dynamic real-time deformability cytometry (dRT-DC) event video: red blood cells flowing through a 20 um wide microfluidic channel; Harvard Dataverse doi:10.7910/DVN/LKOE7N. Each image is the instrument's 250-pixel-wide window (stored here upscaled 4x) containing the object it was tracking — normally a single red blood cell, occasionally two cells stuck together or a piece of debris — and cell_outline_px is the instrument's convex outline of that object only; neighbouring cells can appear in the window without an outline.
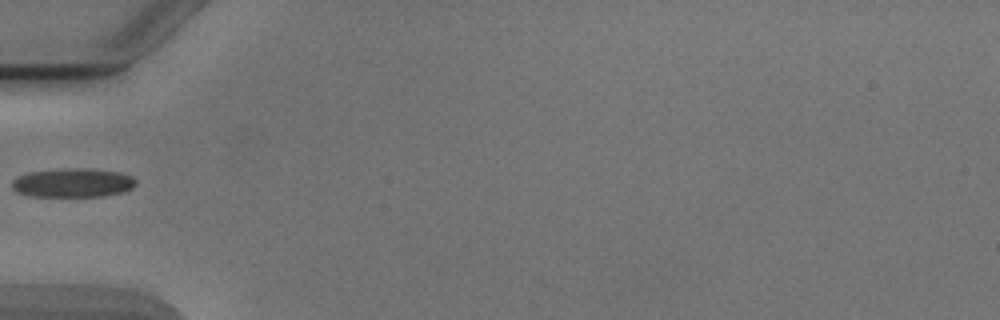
{"species": "Egyptian fruit bat (a non-hibernating species)", "species_latin": "Rousettus aegyptiacus", "temperature_condition": "cold", "stored_images_in_passage": 2, "camera_frame_rate_fps": 3000, "um_per_image_px": 0.085, "animal": {"sex": "male"}, "frame": {"image": 1, "passage_image": 1, "time_ms": 0.0, "image_size_px": [1000, 320], "cell_outline_px": [[136, 184], [132, 188], [124, 192], [104, 196], [28, 196], [16, 192], [12, 188], [12, 180], [28, 172], [72, 168], [88, 168], [120, 172], [132, 176], [136, 180]], "centroid_in_image_um": [6.21, 15.54], "position_along_channel_um": 78.8, "area_um2": 20.98}}
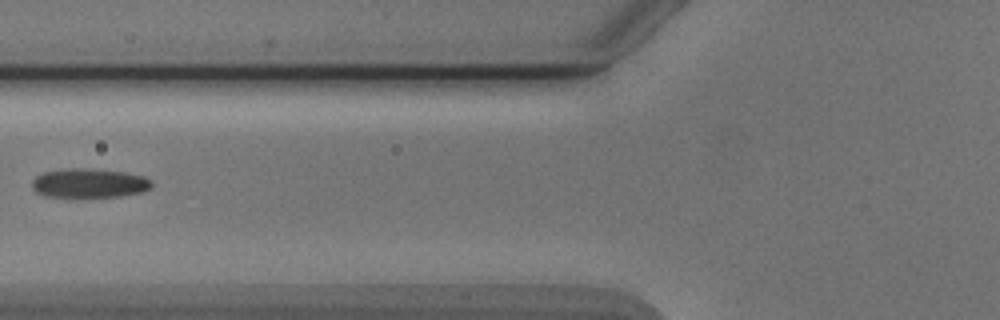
{"frame": {"image": 2, "passage_image": 2, "time_ms": 1.0, "image_size_px": [1000, 320], "cell_outline_px": [[152, 184], [148, 188], [140, 192], [120, 196], [72, 200], [44, 196], [36, 192], [32, 188], [32, 180], [36, 176], [44, 172], [68, 168], [84, 168], [124, 172], [144, 176], [152, 180]], "centroid_in_image_um": [7.51, 15.62], "position_along_channel_um": 118.3, "area_um2": 21.15}}